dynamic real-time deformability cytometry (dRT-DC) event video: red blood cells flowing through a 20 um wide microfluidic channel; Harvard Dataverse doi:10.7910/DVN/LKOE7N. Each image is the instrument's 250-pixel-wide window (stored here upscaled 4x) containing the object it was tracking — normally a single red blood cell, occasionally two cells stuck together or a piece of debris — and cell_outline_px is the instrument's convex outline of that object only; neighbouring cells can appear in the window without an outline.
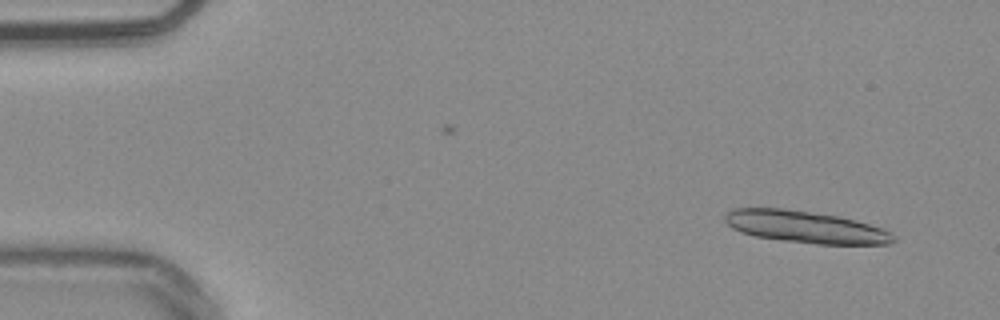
{"species": "common noctule bat (a hibernating species)", "species_latin": "Nyctalus noctula", "temperature_condition": "warm", "stored_images_in_passage": 14, "camera_frame_rate_fps": 3000, "um_per_image_px": 0.085, "animal": {"sex": "male", "body_mass_g": 20.4}, "frame": {"image": 1, "passage_image": 3, "time_ms": 0.667, "image_size_px": [1000, 320], "cell_outline_px": [[896, 240], [888, 244], [816, 244], [784, 240], [756, 236], [740, 232], [732, 228], [724, 220], [724, 212], [732, 208], [784, 208], [840, 216], [856, 220], [884, 228], [896, 236]], "centroid_in_image_um": [68.47, 19.28], "position_along_channel_um": 16.5, "area_um2": 31.62}}